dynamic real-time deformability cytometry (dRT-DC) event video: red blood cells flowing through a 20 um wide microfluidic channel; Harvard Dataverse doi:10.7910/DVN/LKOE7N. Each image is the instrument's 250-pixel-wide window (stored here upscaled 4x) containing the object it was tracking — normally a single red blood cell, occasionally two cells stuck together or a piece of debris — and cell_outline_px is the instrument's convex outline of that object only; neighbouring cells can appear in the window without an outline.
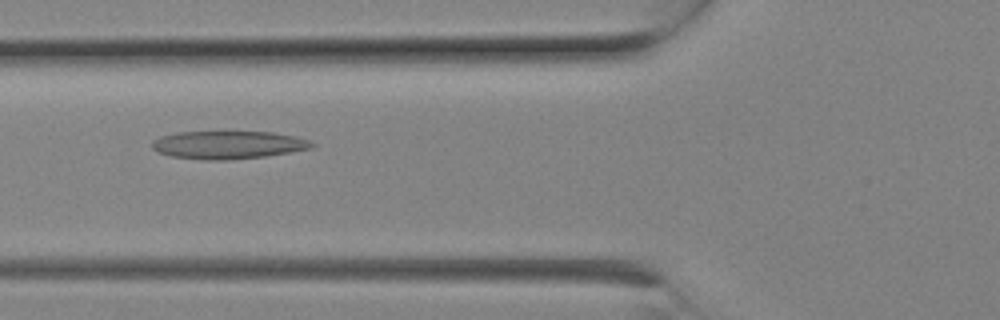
{"species": "Egyptian fruit bat (a non-hibernating species)", "species_latin": "Rousettus aegyptiacus", "temperature_condition": "room temperature", "stored_images_in_passage": 9, "camera_frame_rate_fps": 3000, "um_per_image_px": 0.085, "animal": {"sex": "female"}, "frame": {"image": 1, "passage_image": 8, "time_ms": 2.333, "image_size_px": [1000, 320], "cell_outline_px": [[316, 144], [312, 148], [264, 156], [228, 160], [204, 160], [172, 156], [156, 152], [152, 148], [152, 140], [160, 136], [176, 132], [272, 132], [292, 136], [308, 140]], "centroid_in_image_um": [19.33, 12.31], "position_along_channel_um": 106.5, "area_um2": 25.89}}
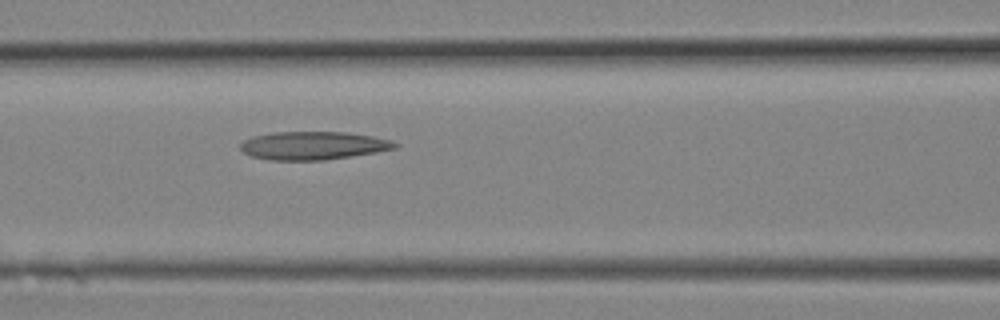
{"frame": {"image": 2, "passage_image": 9, "time_ms": 2.667, "image_size_px": [1000, 320], "cell_outline_px": [[400, 144], [396, 148], [376, 152], [352, 156], [324, 160], [268, 160], [252, 156], [244, 152], [240, 148], [240, 144], [244, 140], [252, 136], [272, 132], [344, 132], [372, 136], [392, 140]], "centroid_in_image_um": [26.62, 12.37], "position_along_channel_um": 140.0, "area_um2": 25.43}}